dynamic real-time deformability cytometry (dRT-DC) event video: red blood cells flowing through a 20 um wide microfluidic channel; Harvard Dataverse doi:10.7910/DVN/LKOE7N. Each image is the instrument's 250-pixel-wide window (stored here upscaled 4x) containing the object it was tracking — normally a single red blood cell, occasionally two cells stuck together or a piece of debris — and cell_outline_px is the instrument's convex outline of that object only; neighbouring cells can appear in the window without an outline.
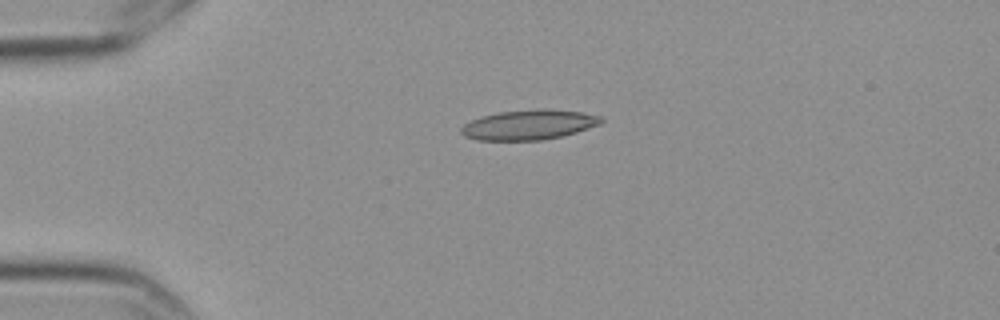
{"species": "Egyptian fruit bat (a non-hibernating species)", "species_latin": "Rousettus aegyptiacus", "temperature_condition": "cold", "stored_images_in_passage": 5, "camera_frame_rate_fps": 3000, "um_per_image_px": 0.085, "frame": {"image": 1, "passage_image": 4, "time_ms": 1.0, "image_size_px": [1000, 320], "cell_outline_px": [[604, 120], [600, 124], [576, 132], [560, 136], [540, 140], [476, 140], [464, 136], [460, 132], [460, 128], [464, 124], [472, 120], [484, 116], [500, 112], [540, 108], [544, 108], [580, 112], [600, 116]], "centroid_in_image_um": [44.94, 10.6], "position_along_channel_um": 40.1, "area_um2": 24.22}}
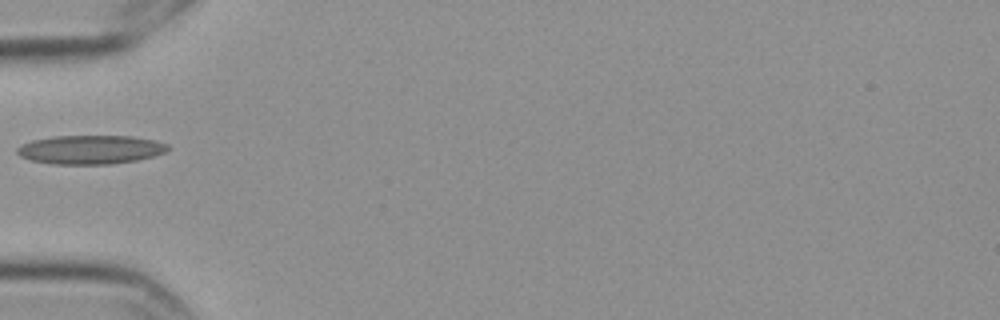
{"frame": {"image": 2, "passage_image": 5, "time_ms": 1.333, "image_size_px": [1000, 320], "cell_outline_px": [[172, 148], [164, 152], [152, 156], [136, 160], [112, 164], [52, 164], [32, 160], [20, 156], [16, 152], [16, 148], [20, 144], [32, 140], [52, 136], [132, 136], [156, 140], [168, 144]], "centroid_in_image_um": [7.68, 12.71], "position_along_channel_um": 77.3, "area_um2": 25.49}}